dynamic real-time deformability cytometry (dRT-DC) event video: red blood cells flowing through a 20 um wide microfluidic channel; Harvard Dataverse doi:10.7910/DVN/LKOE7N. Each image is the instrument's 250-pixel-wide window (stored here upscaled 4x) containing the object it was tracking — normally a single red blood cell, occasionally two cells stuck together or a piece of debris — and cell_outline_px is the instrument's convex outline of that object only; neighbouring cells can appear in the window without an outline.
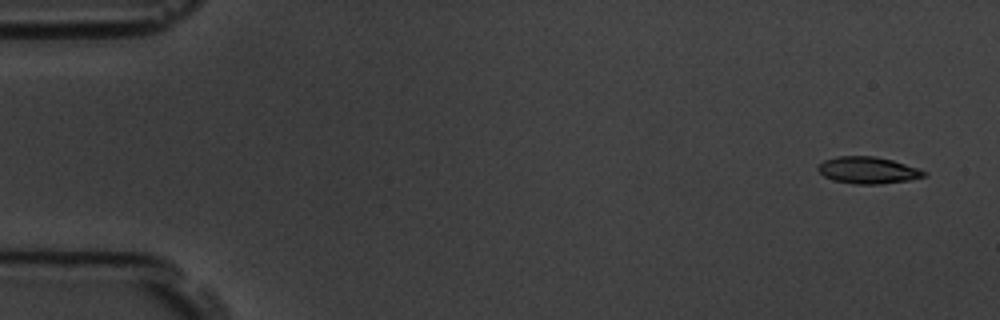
{"species": "common noctule bat (a hibernating species)", "species_latin": "Nyctalus noctula", "temperature_condition": "room temperature", "stored_images_in_passage": 4, "camera_frame_rate_fps": 3000, "um_per_image_px": 0.085, "animal": {"sex": "male", "body_mass_g": 19.5, "forearm_length_mm": 54.6}, "frame": {"image": 1, "passage_image": 1, "time_ms": 0.0, "image_size_px": [1000, 320], "cell_outline_px": [[928, 176], [908, 180], [880, 184], [856, 184], [832, 180], [824, 176], [816, 168], [824, 160], [836, 156], [876, 156], [892, 160], [928, 172]], "centroid_in_image_um": [73.77, 14.47], "position_along_channel_um": 11.2, "area_um2": 16.53}}